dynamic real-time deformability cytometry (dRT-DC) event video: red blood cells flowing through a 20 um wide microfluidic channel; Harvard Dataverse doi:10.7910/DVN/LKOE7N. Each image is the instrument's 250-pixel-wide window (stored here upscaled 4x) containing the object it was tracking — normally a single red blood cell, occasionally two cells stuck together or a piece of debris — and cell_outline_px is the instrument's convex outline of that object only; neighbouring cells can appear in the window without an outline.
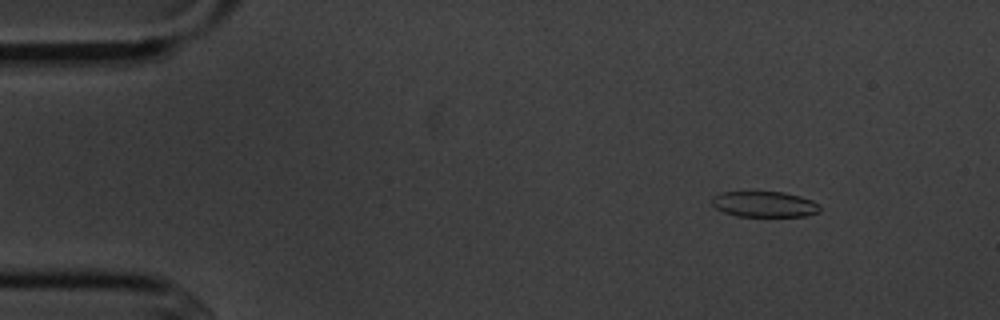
{"species": "common noctule bat (a hibernating species)", "species_latin": "Nyctalus noctula", "temperature_condition": "cold", "stored_images_in_passage": 4, "camera_frame_rate_fps": 3000, "um_per_image_px": 0.085, "animal": {"sex": "male", "body_mass_g": 20.1, "forearm_length_mm": 53.5}, "frame": {"image": 1, "passage_image": 2, "time_ms": 1.333, "image_size_px": [1000, 320], "cell_outline_px": [[820, 212], [804, 216], [736, 216], [724, 212], [716, 208], [712, 204], [712, 196], [720, 192], [784, 192], [800, 196], [812, 200], [820, 208]], "centroid_in_image_um": [64.95, 17.36], "position_along_channel_um": 20.0, "area_um2": 16.13}}